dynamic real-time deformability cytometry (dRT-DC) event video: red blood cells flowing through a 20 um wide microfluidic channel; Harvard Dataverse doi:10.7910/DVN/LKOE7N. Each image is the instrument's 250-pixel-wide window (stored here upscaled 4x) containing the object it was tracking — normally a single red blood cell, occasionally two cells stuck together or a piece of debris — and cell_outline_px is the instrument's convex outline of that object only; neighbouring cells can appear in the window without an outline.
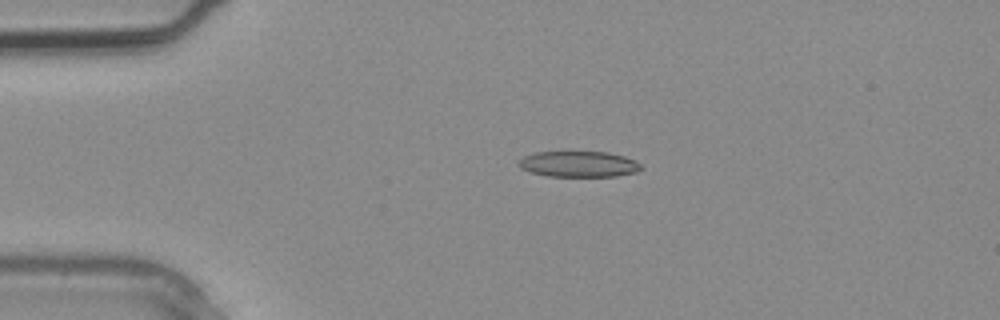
{"species": "common noctule bat (a hibernating species)", "species_latin": "Nyctalus noctula", "temperature_condition": "warm", "stored_images_in_passage": 4, "camera_frame_rate_fps": 3000, "um_per_image_px": 0.085, "animal": {"sex": "male", "body_mass_g": 20.4}, "frame": {"image": 1, "passage_image": 4, "time_ms": 1.0, "image_size_px": [1000, 320], "cell_outline_px": [[644, 168], [636, 172], [616, 176], [548, 176], [532, 172], [520, 168], [516, 164], [524, 156], [536, 152], [608, 152], [624, 156], [640, 164]], "centroid_in_image_um": [49.18, 13.95], "position_along_channel_um": 35.8, "area_um2": 18.32}}